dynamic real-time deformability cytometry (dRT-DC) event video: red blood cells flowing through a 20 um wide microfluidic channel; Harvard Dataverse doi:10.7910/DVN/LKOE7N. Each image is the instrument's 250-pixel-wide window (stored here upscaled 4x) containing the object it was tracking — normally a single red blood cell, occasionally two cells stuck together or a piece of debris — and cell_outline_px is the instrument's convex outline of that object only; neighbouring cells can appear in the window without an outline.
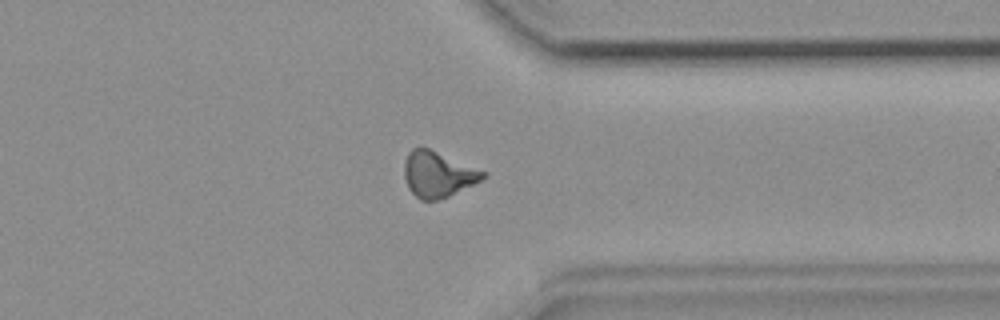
{"species": "common noctule bat (a hibernating species)", "species_latin": "Nyctalus noctula", "temperature_condition": "room temperature", "stored_images_in_passage": 40, "camera_frame_rate_fps": 3000, "um_per_image_px": 0.085, "animal": {"sex": "female", "body_mass_g": 19.9}, "frame": {"image": 1, "passage_image": 29, "time_ms": 9.333, "image_size_px": [1000, 320], "cell_outline_px": [[488, 176], [448, 196], [436, 200], [420, 200], [408, 188], [404, 176], [404, 164], [408, 152], [412, 148], [428, 148], [488, 172]], "centroid_in_image_um": [37.21, 14.81], "position_along_channel_um": 374.2, "area_um2": 20.75}}